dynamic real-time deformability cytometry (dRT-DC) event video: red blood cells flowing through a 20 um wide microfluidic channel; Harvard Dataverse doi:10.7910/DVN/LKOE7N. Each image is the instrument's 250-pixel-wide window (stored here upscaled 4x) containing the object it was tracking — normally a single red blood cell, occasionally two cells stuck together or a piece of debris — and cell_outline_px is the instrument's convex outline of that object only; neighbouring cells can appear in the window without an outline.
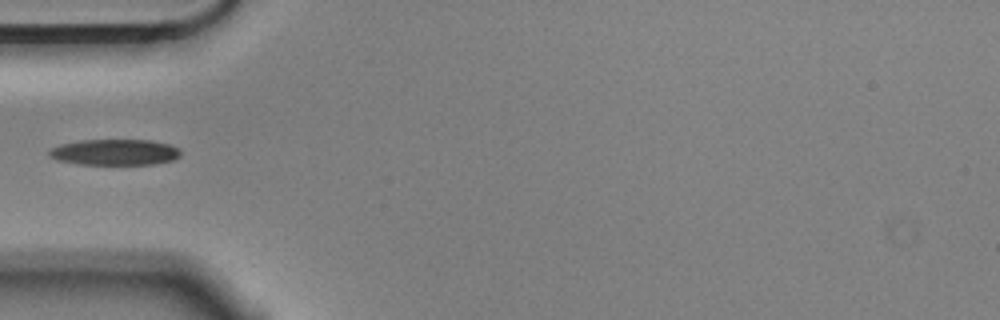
{"species": "Egyptian fruit bat (a non-hibernating species)", "species_latin": "Rousettus aegyptiacus", "temperature_condition": "cold", "stored_images_in_passage": 6, "segment_of_instrument_passage": [2, 2], "camera_frame_rate_fps": 3000, "um_per_image_px": 0.085, "animal": {"sex": "male"}, "frame": {"image": 1, "passage_image": 6, "time_ms": 1.667, "image_size_px": [1000, 320], "cell_outline_px": [[180, 156], [172, 160], [152, 164], [80, 164], [56, 160], [48, 156], [48, 152], [52, 148], [60, 144], [80, 140], [152, 140], [172, 144], [180, 148]], "centroid_in_image_um": [9.77, 12.93], "position_along_channel_um": 75.2, "area_um2": 20.0}}